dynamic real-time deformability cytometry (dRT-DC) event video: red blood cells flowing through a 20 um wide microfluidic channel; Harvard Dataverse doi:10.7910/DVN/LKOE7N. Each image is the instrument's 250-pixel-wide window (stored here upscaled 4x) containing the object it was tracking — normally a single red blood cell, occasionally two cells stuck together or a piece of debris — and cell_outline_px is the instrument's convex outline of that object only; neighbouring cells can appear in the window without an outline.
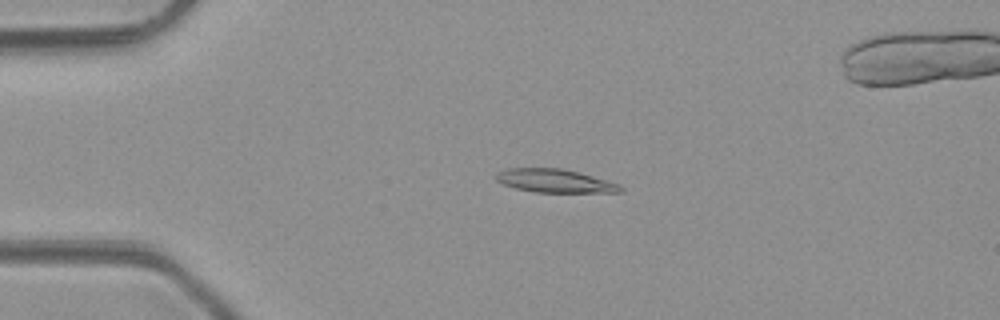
{"species": "common noctule bat (a hibernating species)", "species_latin": "Nyctalus noctula", "temperature_condition": "room temperature", "stored_images_in_passage": 5, "camera_frame_rate_fps": 3000, "um_per_image_px": 0.085, "animal": {"sex": "male", "body_mass_g": 23.1, "forearm_length_mm": 52.7}, "frame": {"image": 1, "passage_image": 3, "time_ms": 2.333, "image_size_px": [1000, 320], "cell_outline_px": [[624, 192], [536, 192], [516, 188], [504, 184], [496, 180], [496, 172], [508, 168], [564, 168], [580, 172], [620, 184], [624, 188]], "centroid_in_image_um": [47.2, 15.36], "position_along_channel_um": 37.8, "area_um2": 16.99}}